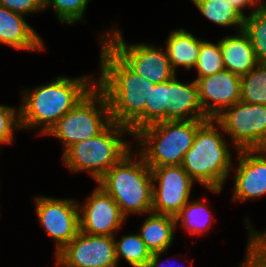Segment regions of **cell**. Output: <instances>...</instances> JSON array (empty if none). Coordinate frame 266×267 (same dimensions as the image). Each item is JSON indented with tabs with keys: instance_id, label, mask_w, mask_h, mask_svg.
<instances>
[{
	"instance_id": "9",
	"label": "cell",
	"mask_w": 266,
	"mask_h": 267,
	"mask_svg": "<svg viewBox=\"0 0 266 267\" xmlns=\"http://www.w3.org/2000/svg\"><path fill=\"white\" fill-rule=\"evenodd\" d=\"M106 40L102 39L135 73L160 84L172 79L176 74L170 65L166 50L145 45H126L121 32L114 31Z\"/></svg>"
},
{
	"instance_id": "28",
	"label": "cell",
	"mask_w": 266,
	"mask_h": 267,
	"mask_svg": "<svg viewBox=\"0 0 266 267\" xmlns=\"http://www.w3.org/2000/svg\"><path fill=\"white\" fill-rule=\"evenodd\" d=\"M89 0H43V8L51 5L62 23L72 24L83 18Z\"/></svg>"
},
{
	"instance_id": "11",
	"label": "cell",
	"mask_w": 266,
	"mask_h": 267,
	"mask_svg": "<svg viewBox=\"0 0 266 267\" xmlns=\"http://www.w3.org/2000/svg\"><path fill=\"white\" fill-rule=\"evenodd\" d=\"M150 168L153 181L151 212L175 217L189 201L194 181L181 165ZM154 181H159L158 187Z\"/></svg>"
},
{
	"instance_id": "21",
	"label": "cell",
	"mask_w": 266,
	"mask_h": 267,
	"mask_svg": "<svg viewBox=\"0 0 266 267\" xmlns=\"http://www.w3.org/2000/svg\"><path fill=\"white\" fill-rule=\"evenodd\" d=\"M200 12L220 26H231L243 30L244 16L227 0H192Z\"/></svg>"
},
{
	"instance_id": "25",
	"label": "cell",
	"mask_w": 266,
	"mask_h": 267,
	"mask_svg": "<svg viewBox=\"0 0 266 267\" xmlns=\"http://www.w3.org/2000/svg\"><path fill=\"white\" fill-rule=\"evenodd\" d=\"M115 245L117 262L123 257L132 267H146L150 260L151 252L139 234L123 236Z\"/></svg>"
},
{
	"instance_id": "22",
	"label": "cell",
	"mask_w": 266,
	"mask_h": 267,
	"mask_svg": "<svg viewBox=\"0 0 266 267\" xmlns=\"http://www.w3.org/2000/svg\"><path fill=\"white\" fill-rule=\"evenodd\" d=\"M244 17L243 31L248 35L258 63L266 64V4L258 5Z\"/></svg>"
},
{
	"instance_id": "34",
	"label": "cell",
	"mask_w": 266,
	"mask_h": 267,
	"mask_svg": "<svg viewBox=\"0 0 266 267\" xmlns=\"http://www.w3.org/2000/svg\"><path fill=\"white\" fill-rule=\"evenodd\" d=\"M249 232H252L250 236H252L254 239H264L266 241V231L265 232H254V230H250Z\"/></svg>"
},
{
	"instance_id": "30",
	"label": "cell",
	"mask_w": 266,
	"mask_h": 267,
	"mask_svg": "<svg viewBox=\"0 0 266 267\" xmlns=\"http://www.w3.org/2000/svg\"><path fill=\"white\" fill-rule=\"evenodd\" d=\"M247 257L240 267H266V241L249 237Z\"/></svg>"
},
{
	"instance_id": "8",
	"label": "cell",
	"mask_w": 266,
	"mask_h": 267,
	"mask_svg": "<svg viewBox=\"0 0 266 267\" xmlns=\"http://www.w3.org/2000/svg\"><path fill=\"white\" fill-rule=\"evenodd\" d=\"M215 122L233 139L237 150L266 149V105L239 101Z\"/></svg>"
},
{
	"instance_id": "19",
	"label": "cell",
	"mask_w": 266,
	"mask_h": 267,
	"mask_svg": "<svg viewBox=\"0 0 266 267\" xmlns=\"http://www.w3.org/2000/svg\"><path fill=\"white\" fill-rule=\"evenodd\" d=\"M200 49L201 40L191 33L183 29L172 31L167 40L166 53L174 72L181 65L185 69L195 67Z\"/></svg>"
},
{
	"instance_id": "13",
	"label": "cell",
	"mask_w": 266,
	"mask_h": 267,
	"mask_svg": "<svg viewBox=\"0 0 266 267\" xmlns=\"http://www.w3.org/2000/svg\"><path fill=\"white\" fill-rule=\"evenodd\" d=\"M195 82L199 101L207 119H215L225 109L240 101L241 76L229 70L195 79Z\"/></svg>"
},
{
	"instance_id": "7",
	"label": "cell",
	"mask_w": 266,
	"mask_h": 267,
	"mask_svg": "<svg viewBox=\"0 0 266 267\" xmlns=\"http://www.w3.org/2000/svg\"><path fill=\"white\" fill-rule=\"evenodd\" d=\"M111 122L106 96L95 85L70 111L57 120L46 134L61 139L65 151L74 143L97 136Z\"/></svg>"
},
{
	"instance_id": "26",
	"label": "cell",
	"mask_w": 266,
	"mask_h": 267,
	"mask_svg": "<svg viewBox=\"0 0 266 267\" xmlns=\"http://www.w3.org/2000/svg\"><path fill=\"white\" fill-rule=\"evenodd\" d=\"M207 215L210 214L209 209L201 201H189L184 205L180 212L175 216L176 223L181 219L182 226L186 228L190 233L201 234L205 232L211 226V223L207 222ZM210 219V215L208 216ZM209 227H208V225ZM205 230V231H204Z\"/></svg>"
},
{
	"instance_id": "14",
	"label": "cell",
	"mask_w": 266,
	"mask_h": 267,
	"mask_svg": "<svg viewBox=\"0 0 266 267\" xmlns=\"http://www.w3.org/2000/svg\"><path fill=\"white\" fill-rule=\"evenodd\" d=\"M79 214L80 231L89 235L113 236L126 216L100 186L86 200Z\"/></svg>"
},
{
	"instance_id": "29",
	"label": "cell",
	"mask_w": 266,
	"mask_h": 267,
	"mask_svg": "<svg viewBox=\"0 0 266 267\" xmlns=\"http://www.w3.org/2000/svg\"><path fill=\"white\" fill-rule=\"evenodd\" d=\"M19 113L14 108L0 105V143H11L13 129L21 128Z\"/></svg>"
},
{
	"instance_id": "2",
	"label": "cell",
	"mask_w": 266,
	"mask_h": 267,
	"mask_svg": "<svg viewBox=\"0 0 266 267\" xmlns=\"http://www.w3.org/2000/svg\"><path fill=\"white\" fill-rule=\"evenodd\" d=\"M91 84L86 76L75 79L57 77L56 81L24 93L19 109L21 128L41 124L44 126L41 134H46L95 86Z\"/></svg>"
},
{
	"instance_id": "4",
	"label": "cell",
	"mask_w": 266,
	"mask_h": 267,
	"mask_svg": "<svg viewBox=\"0 0 266 267\" xmlns=\"http://www.w3.org/2000/svg\"><path fill=\"white\" fill-rule=\"evenodd\" d=\"M99 186L119 205L122 213H151L152 171L141 156L134 162L128 152L98 181Z\"/></svg>"
},
{
	"instance_id": "12",
	"label": "cell",
	"mask_w": 266,
	"mask_h": 267,
	"mask_svg": "<svg viewBox=\"0 0 266 267\" xmlns=\"http://www.w3.org/2000/svg\"><path fill=\"white\" fill-rule=\"evenodd\" d=\"M35 201L41 225L57 241V254L80 232L79 205L74 200L43 196Z\"/></svg>"
},
{
	"instance_id": "32",
	"label": "cell",
	"mask_w": 266,
	"mask_h": 267,
	"mask_svg": "<svg viewBox=\"0 0 266 267\" xmlns=\"http://www.w3.org/2000/svg\"><path fill=\"white\" fill-rule=\"evenodd\" d=\"M229 3H231L233 5V7L239 11L244 17V13L241 11V9L245 8L248 5H255L256 2L258 4V2L260 3V0H227Z\"/></svg>"
},
{
	"instance_id": "18",
	"label": "cell",
	"mask_w": 266,
	"mask_h": 267,
	"mask_svg": "<svg viewBox=\"0 0 266 267\" xmlns=\"http://www.w3.org/2000/svg\"><path fill=\"white\" fill-rule=\"evenodd\" d=\"M219 44L225 70L242 76L258 64L250 39L243 30L237 36L224 37Z\"/></svg>"
},
{
	"instance_id": "6",
	"label": "cell",
	"mask_w": 266,
	"mask_h": 267,
	"mask_svg": "<svg viewBox=\"0 0 266 267\" xmlns=\"http://www.w3.org/2000/svg\"><path fill=\"white\" fill-rule=\"evenodd\" d=\"M131 131L128 127L111 122L101 133L74 143L63 153V161L70 171L89 170L98 181L129 151L130 145L119 136Z\"/></svg>"
},
{
	"instance_id": "5",
	"label": "cell",
	"mask_w": 266,
	"mask_h": 267,
	"mask_svg": "<svg viewBox=\"0 0 266 267\" xmlns=\"http://www.w3.org/2000/svg\"><path fill=\"white\" fill-rule=\"evenodd\" d=\"M206 120L161 121L145 126L133 135L144 148L138 154L149 167L181 165L197 129Z\"/></svg>"
},
{
	"instance_id": "3",
	"label": "cell",
	"mask_w": 266,
	"mask_h": 267,
	"mask_svg": "<svg viewBox=\"0 0 266 267\" xmlns=\"http://www.w3.org/2000/svg\"><path fill=\"white\" fill-rule=\"evenodd\" d=\"M215 119H207L198 129L192 147L184 155L181 166L191 179L213 192H220L229 175L231 154ZM213 122V123H212Z\"/></svg>"
},
{
	"instance_id": "31",
	"label": "cell",
	"mask_w": 266,
	"mask_h": 267,
	"mask_svg": "<svg viewBox=\"0 0 266 267\" xmlns=\"http://www.w3.org/2000/svg\"><path fill=\"white\" fill-rule=\"evenodd\" d=\"M0 5L19 14L32 13L43 9V0H0Z\"/></svg>"
},
{
	"instance_id": "33",
	"label": "cell",
	"mask_w": 266,
	"mask_h": 267,
	"mask_svg": "<svg viewBox=\"0 0 266 267\" xmlns=\"http://www.w3.org/2000/svg\"><path fill=\"white\" fill-rule=\"evenodd\" d=\"M164 253L163 252H157V253H152L150 260L148 261L146 267H159V259H160V255Z\"/></svg>"
},
{
	"instance_id": "10",
	"label": "cell",
	"mask_w": 266,
	"mask_h": 267,
	"mask_svg": "<svg viewBox=\"0 0 266 267\" xmlns=\"http://www.w3.org/2000/svg\"><path fill=\"white\" fill-rule=\"evenodd\" d=\"M56 258L57 267H117L115 238L80 231Z\"/></svg>"
},
{
	"instance_id": "1",
	"label": "cell",
	"mask_w": 266,
	"mask_h": 267,
	"mask_svg": "<svg viewBox=\"0 0 266 267\" xmlns=\"http://www.w3.org/2000/svg\"><path fill=\"white\" fill-rule=\"evenodd\" d=\"M100 43L101 77L96 86L106 96L111 120L134 135L144 127L146 96L155 84L135 73L104 41Z\"/></svg>"
},
{
	"instance_id": "23",
	"label": "cell",
	"mask_w": 266,
	"mask_h": 267,
	"mask_svg": "<svg viewBox=\"0 0 266 267\" xmlns=\"http://www.w3.org/2000/svg\"><path fill=\"white\" fill-rule=\"evenodd\" d=\"M240 101L266 105V64L258 63L241 76Z\"/></svg>"
},
{
	"instance_id": "27",
	"label": "cell",
	"mask_w": 266,
	"mask_h": 267,
	"mask_svg": "<svg viewBox=\"0 0 266 267\" xmlns=\"http://www.w3.org/2000/svg\"><path fill=\"white\" fill-rule=\"evenodd\" d=\"M195 67L197 68L199 75L196 79L207 77L225 70L219 42L215 45L201 40V49Z\"/></svg>"
},
{
	"instance_id": "20",
	"label": "cell",
	"mask_w": 266,
	"mask_h": 267,
	"mask_svg": "<svg viewBox=\"0 0 266 267\" xmlns=\"http://www.w3.org/2000/svg\"><path fill=\"white\" fill-rule=\"evenodd\" d=\"M176 224L173 216L151 212L139 233L151 254L167 251L172 243Z\"/></svg>"
},
{
	"instance_id": "16",
	"label": "cell",
	"mask_w": 266,
	"mask_h": 267,
	"mask_svg": "<svg viewBox=\"0 0 266 267\" xmlns=\"http://www.w3.org/2000/svg\"><path fill=\"white\" fill-rule=\"evenodd\" d=\"M168 102V121L207 119L199 101L195 80L183 84L176 80V75L168 80Z\"/></svg>"
},
{
	"instance_id": "15",
	"label": "cell",
	"mask_w": 266,
	"mask_h": 267,
	"mask_svg": "<svg viewBox=\"0 0 266 267\" xmlns=\"http://www.w3.org/2000/svg\"><path fill=\"white\" fill-rule=\"evenodd\" d=\"M238 155L233 200L261 197L266 193V149L239 150Z\"/></svg>"
},
{
	"instance_id": "17",
	"label": "cell",
	"mask_w": 266,
	"mask_h": 267,
	"mask_svg": "<svg viewBox=\"0 0 266 267\" xmlns=\"http://www.w3.org/2000/svg\"><path fill=\"white\" fill-rule=\"evenodd\" d=\"M0 43L20 50H43V41L22 14L0 5Z\"/></svg>"
},
{
	"instance_id": "24",
	"label": "cell",
	"mask_w": 266,
	"mask_h": 267,
	"mask_svg": "<svg viewBox=\"0 0 266 267\" xmlns=\"http://www.w3.org/2000/svg\"><path fill=\"white\" fill-rule=\"evenodd\" d=\"M168 81L155 84L146 96L144 127L153 123L168 121Z\"/></svg>"
}]
</instances>
